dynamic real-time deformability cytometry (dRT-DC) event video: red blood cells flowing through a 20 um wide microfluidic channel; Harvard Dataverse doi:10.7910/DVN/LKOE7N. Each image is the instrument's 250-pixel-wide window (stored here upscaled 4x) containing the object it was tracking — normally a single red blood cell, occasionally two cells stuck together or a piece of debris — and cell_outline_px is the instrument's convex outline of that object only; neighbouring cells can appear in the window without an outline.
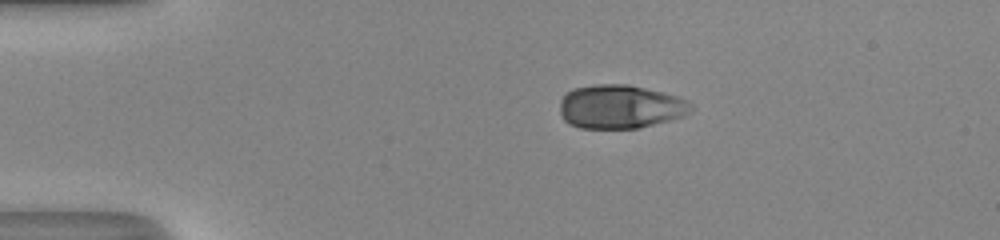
{"species": "human", "species_latin": "Homo sapiens", "temperature_condition": "room temperature", "stored_images_in_passage": 41, "camera_frame_rate_fps": 3000, "um_per_image_px": 0.085, "donor": {"sex": "male"}, "frame": {"image": 1, "passage_image": 1, "time_ms": 0.0, "image_size_px": [1000, 240], "cell_outline_px": [[692, 108], [684, 116], [640, 128], [580, 128], [568, 124], [564, 120], [560, 112], [560, 100], [572, 88], [596, 84], [628, 84], [676, 96], [688, 100], [692, 104]], "centroid_in_image_um": [52.7, 9.07], "position_along_channel_um": 32.3, "area_um2": 33.41}}
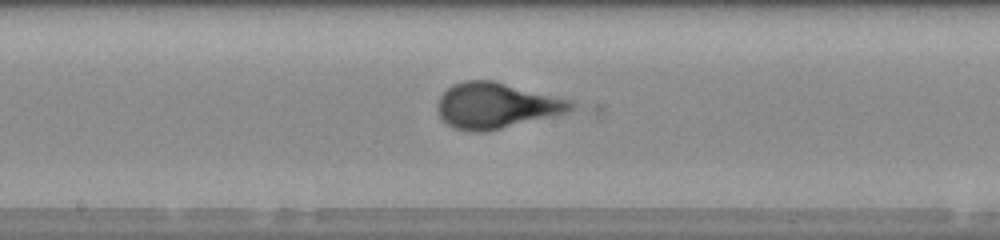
{"frame": {"image": 2, "passage_image": 18, "time_ms": 5.667, "image_size_px": [1000, 240], "cell_outline_px": [[576, 108], [568, 112], [552, 116], [484, 132], [472, 132], [456, 128], [448, 124], [436, 112], [436, 104], [440, 96], [452, 84], [464, 80], [492, 80], [572, 100], [576, 104]], "centroid_in_image_um": [42.17, 8.96], "position_along_channel_um": 206.0, "area_um2": 35.49}}
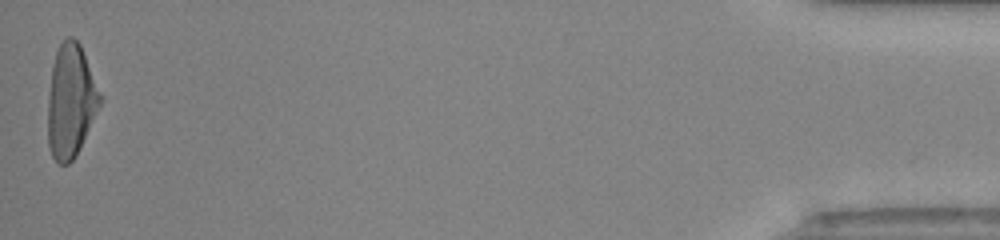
{"frame": {"image": 3, "passage_image": 41, "time_ms": 13.333, "image_size_px": [1000, 240], "cell_outline_px": [[104, 100], [76, 156], [68, 164], [60, 164], [52, 156], [48, 144], [48, 96], [52, 64], [56, 52], [60, 44], [68, 36], [72, 36], [80, 44], [104, 96]], "centroid_in_image_um": [6.05, 8.58], "position_along_channel_um": 429.1, "area_um2": 35.03}, "authors_computed_cell_mechanics": {"area_um2": 34.0442, "velocity_mm_per_s": 4.1351, "shape_relaxation_time_tau1_ms": 3.935, "shape_relaxation_time_tau2_ms": null, "deformation_change_tau1": 0.2132, "deformation_change_tau2": null}}